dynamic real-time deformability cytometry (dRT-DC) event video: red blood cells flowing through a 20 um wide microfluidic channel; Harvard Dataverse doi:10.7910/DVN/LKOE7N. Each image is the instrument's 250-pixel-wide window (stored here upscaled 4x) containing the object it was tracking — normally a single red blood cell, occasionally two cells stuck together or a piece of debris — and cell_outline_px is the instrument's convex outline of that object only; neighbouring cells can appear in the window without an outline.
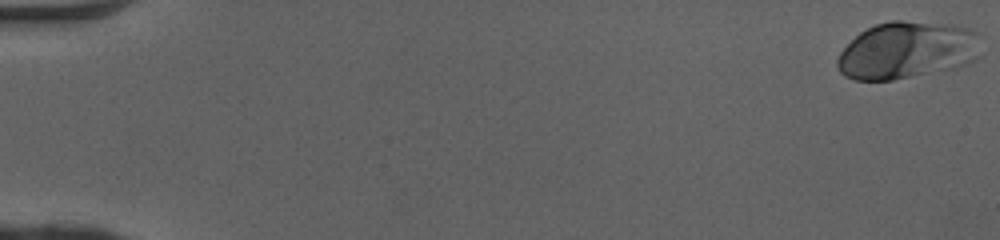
{"species": "human", "species_latin": "Homo sapiens", "temperature_condition": "cold", "stored_images_in_passage": 13, "camera_frame_rate_fps": 3000, "um_per_image_px": 0.085, "donor": {"sex": "female"}, "frame": {"image": 1, "passage_image": 1, "time_ms": 0.0, "image_size_px": [1000, 240], "cell_outline_px": [[980, 56], [976, 60], [968, 64], [956, 68], [892, 80], [856, 80], [844, 76], [840, 72], [836, 64], [836, 60], [840, 52], [860, 32], [876, 24], [892, 20], [900, 20], [952, 24], [972, 28], [980, 32]], "centroid_in_image_um": [77.17, 4.26], "position_along_channel_um": 7.8, "area_um2": 48.49}}